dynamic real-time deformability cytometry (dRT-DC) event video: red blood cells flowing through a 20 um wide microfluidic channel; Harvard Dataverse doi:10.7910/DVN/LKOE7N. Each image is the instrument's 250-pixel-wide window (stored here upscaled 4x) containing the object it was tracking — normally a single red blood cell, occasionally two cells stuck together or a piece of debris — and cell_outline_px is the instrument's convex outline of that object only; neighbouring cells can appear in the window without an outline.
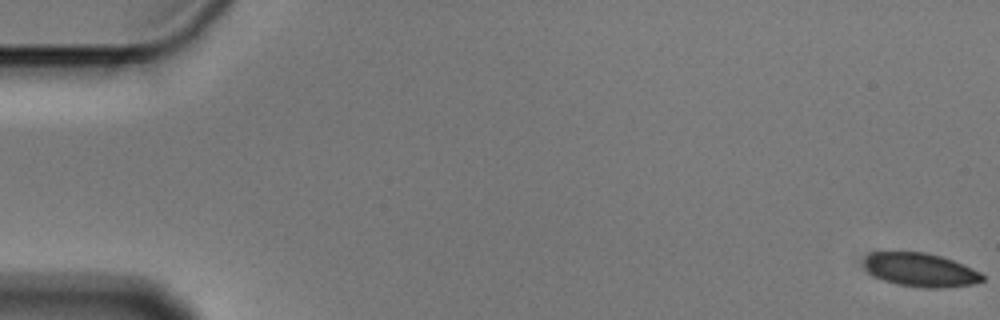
{"species": "Egyptian fruit bat (a non-hibernating species)", "species_latin": "Rousettus aegyptiacus", "temperature_condition": "cold", "stored_images_in_passage": 6, "camera_frame_rate_fps": 3000, "um_per_image_px": 0.085, "animal": {"sex": "male"}, "frame": {"image": 1, "passage_image": 1, "time_ms": 0.0, "image_size_px": [1000, 320], "cell_outline_px": [[984, 280], [972, 284], [944, 288], [924, 288], [896, 284], [872, 276], [864, 268], [864, 256], [872, 252], [924, 252], [940, 256], [952, 260], [972, 268], [980, 272], [984, 276]], "centroid_in_image_um": [78.2, 22.94], "position_along_channel_um": 6.8, "area_um2": 23.29}}